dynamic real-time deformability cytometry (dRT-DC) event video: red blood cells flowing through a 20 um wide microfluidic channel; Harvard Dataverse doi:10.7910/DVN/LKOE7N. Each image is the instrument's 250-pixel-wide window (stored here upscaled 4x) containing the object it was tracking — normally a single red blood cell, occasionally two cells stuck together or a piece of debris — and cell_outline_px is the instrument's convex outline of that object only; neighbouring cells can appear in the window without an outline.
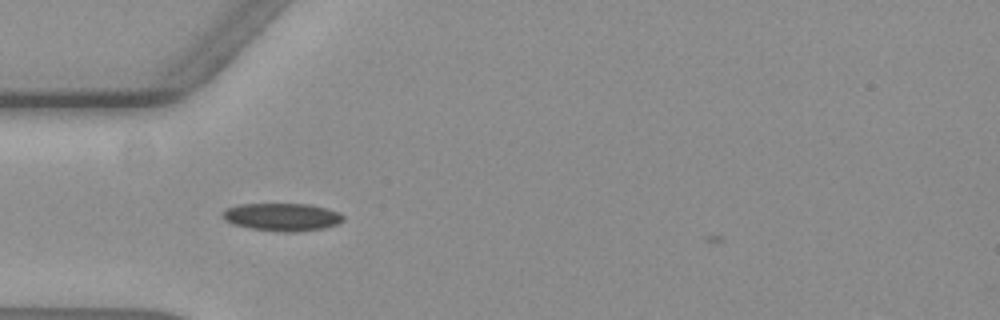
{"species": "common noctule bat (a hibernating species)", "species_latin": "Nyctalus noctula", "temperature_condition": "warm", "stored_images_in_passage": 36, "camera_frame_rate_fps": 3000, "um_per_image_px": 0.085, "animal": {"sex": "female", "body_mass_g": 19.3, "forearm_length_mm": 54.1}, "frame": {"image": 1, "passage_image": 1, "time_ms": 0.0, "image_size_px": [1000, 320], "cell_outline_px": [[344, 220], [336, 224], [324, 228], [296, 232], [284, 232], [248, 228], [232, 224], [224, 220], [220, 216], [220, 212], [224, 208], [240, 204], [312, 204], [340, 212], [344, 216]], "centroid_in_image_um": [23.93, 18.44], "position_along_channel_um": 61.1, "area_um2": 19.88}}
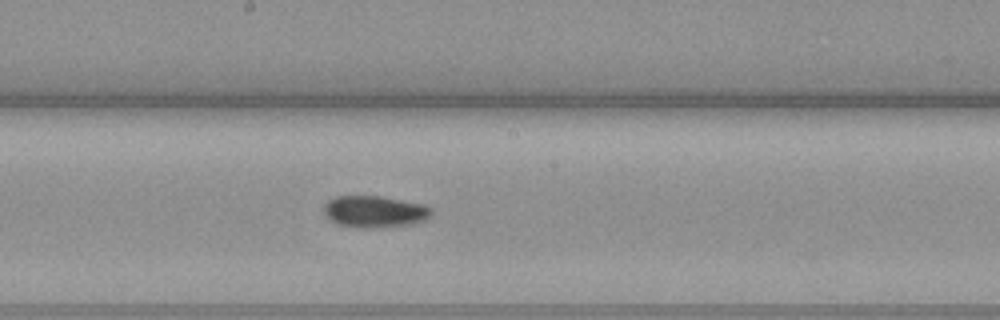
{"frame": {"image": 2, "passage_image": 14, "time_ms": 4.333, "image_size_px": [1000, 320], "cell_outline_px": [[432, 212], [424, 220], [412, 224], [380, 228], [356, 228], [336, 224], [324, 212], [324, 204], [328, 200], [336, 196], [380, 196], [424, 204], [432, 208]], "centroid_in_image_um": [31.84, 17.99], "position_along_channel_um": 216.4, "area_um2": 20.0}}
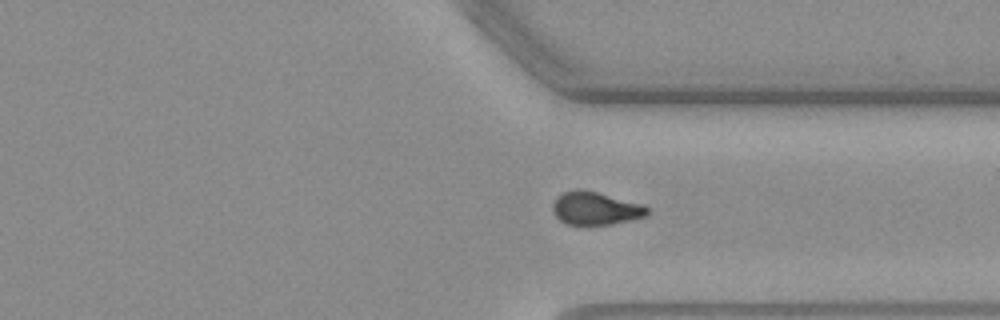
{"frame": {"image": 3, "passage_image": 26, "time_ms": 8.333, "image_size_px": [1000, 320], "cell_outline_px": [[648, 216], [632, 220], [612, 224], [568, 224], [560, 220], [552, 212], [552, 204], [556, 196], [564, 192], [576, 188], [580, 188], [644, 204], [648, 208]], "centroid_in_image_um": [50.62, 17.7], "position_along_channel_um": 360.8, "area_um2": 18.32}, "authors_computed_cell_mechanics": {"area_um2": 19.2763, "velocity_mm_per_s": 3.6084, "shape_relaxation_time_tau1_ms": 4.7352, "shape_relaxation_time_tau2_ms": 8.8899, "deformation_change_tau1": 0.1191, "deformation_change_tau2": 0.1195}}